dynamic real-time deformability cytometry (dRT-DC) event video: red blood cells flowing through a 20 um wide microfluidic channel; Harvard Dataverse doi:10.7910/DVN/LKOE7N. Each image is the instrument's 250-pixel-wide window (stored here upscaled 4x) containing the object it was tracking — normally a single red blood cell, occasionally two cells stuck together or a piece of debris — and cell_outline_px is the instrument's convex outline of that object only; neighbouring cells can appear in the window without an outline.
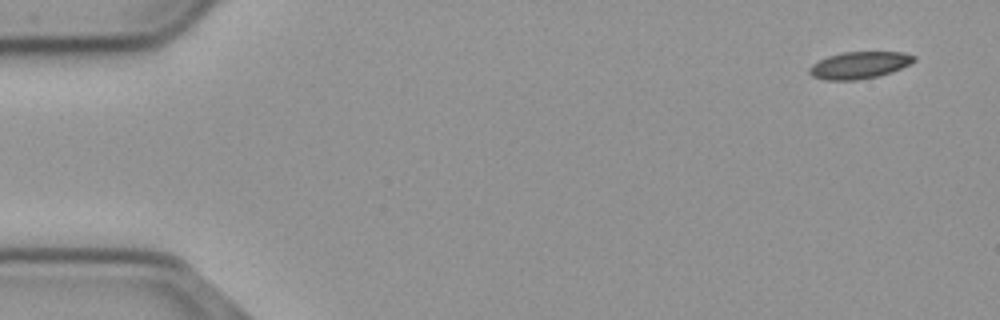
{"species": "common noctule bat (a hibernating species)", "species_latin": "Nyctalus noctula", "temperature_condition": "cold", "stored_images_in_passage": 9, "camera_frame_rate_fps": 3000, "um_per_image_px": 0.085, "animal": {"sex": "male", "body_mass_g": 23.1, "forearm_length_mm": 52.7}, "frame": {"image": 1, "passage_image": 1, "time_ms": 0.0, "image_size_px": [1000, 320], "cell_outline_px": [[916, 60], [892, 72], [876, 76], [856, 80], [824, 80], [812, 76], [808, 72], [808, 68], [812, 64], [828, 56], [844, 52], [900, 52], [916, 56]], "centroid_in_image_um": [73.01, 5.54], "position_along_channel_um": 12.0, "area_um2": 16.3}}